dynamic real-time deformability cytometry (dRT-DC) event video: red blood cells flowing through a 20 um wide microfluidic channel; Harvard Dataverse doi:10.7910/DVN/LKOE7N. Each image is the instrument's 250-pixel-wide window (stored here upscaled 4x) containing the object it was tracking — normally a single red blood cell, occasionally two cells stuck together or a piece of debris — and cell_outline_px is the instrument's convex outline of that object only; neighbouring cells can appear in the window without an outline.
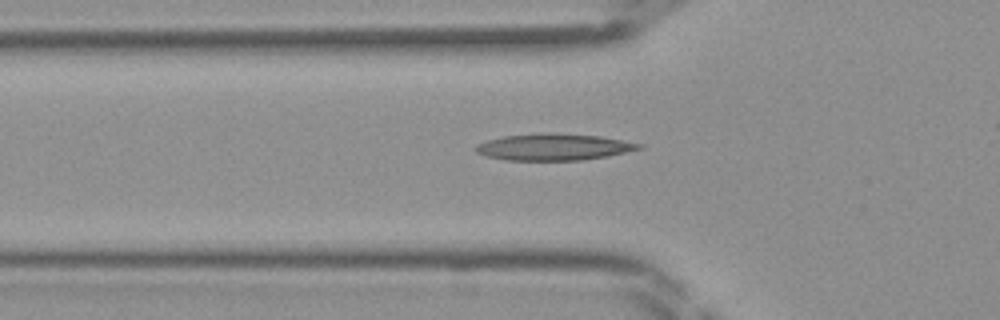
{"species": "Egyptian fruit bat (a non-hibernating species)", "species_latin": "Rousettus aegyptiacus", "temperature_condition": "room temperature", "stored_images_in_passage": 40, "camera_frame_rate_fps": 3000, "um_per_image_px": 0.085, "frame": {"image": 1, "passage_image": 15, "time_ms": 4.667, "image_size_px": [1000, 320], "cell_outline_px": [[644, 148], [608, 156], [584, 160], [504, 160], [484, 156], [476, 152], [472, 148], [476, 144], [488, 140], [504, 136], [540, 132], [552, 132], [600, 136], [644, 144]], "centroid_in_image_um": [47.05, 12.49], "position_along_channel_um": 78.8, "area_um2": 25.72}}
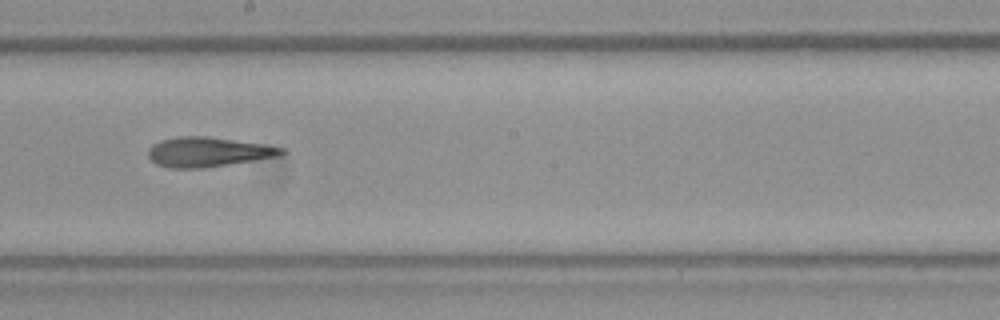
{"frame": {"image": 2, "passage_image": 25, "time_ms": 8.0, "image_size_px": [1000, 320], "cell_outline_px": [[288, 152], [280, 156], [204, 168], [168, 168], [156, 164], [148, 156], [148, 148], [152, 144], [160, 140], [176, 136], [208, 136], [260, 144], [284, 148]], "centroid_in_image_um": [17.65, 12.92], "position_along_channel_um": 230.6, "area_um2": 23.12}}
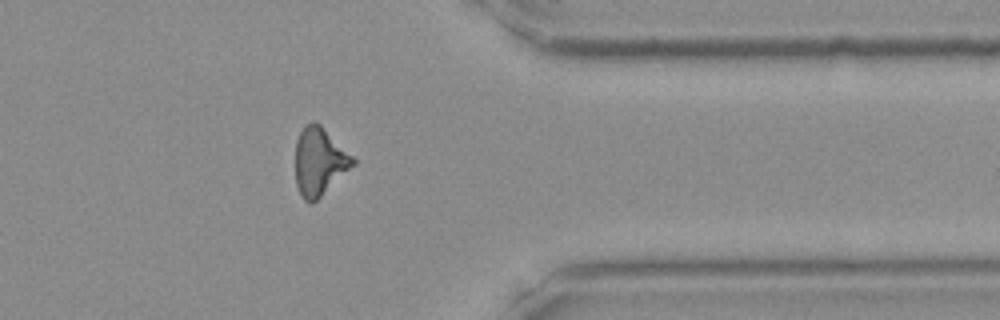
{"frame": {"image": 3, "passage_image": 36, "time_ms": 11.667, "image_size_px": [1000, 320], "cell_outline_px": [[356, 164], [312, 204], [308, 204], [300, 196], [296, 184], [296, 140], [300, 132], [312, 120], [316, 120], [356, 160]], "centroid_in_image_um": [27.14, 13.75], "position_along_channel_um": 384.3, "area_um2": 22.66}}